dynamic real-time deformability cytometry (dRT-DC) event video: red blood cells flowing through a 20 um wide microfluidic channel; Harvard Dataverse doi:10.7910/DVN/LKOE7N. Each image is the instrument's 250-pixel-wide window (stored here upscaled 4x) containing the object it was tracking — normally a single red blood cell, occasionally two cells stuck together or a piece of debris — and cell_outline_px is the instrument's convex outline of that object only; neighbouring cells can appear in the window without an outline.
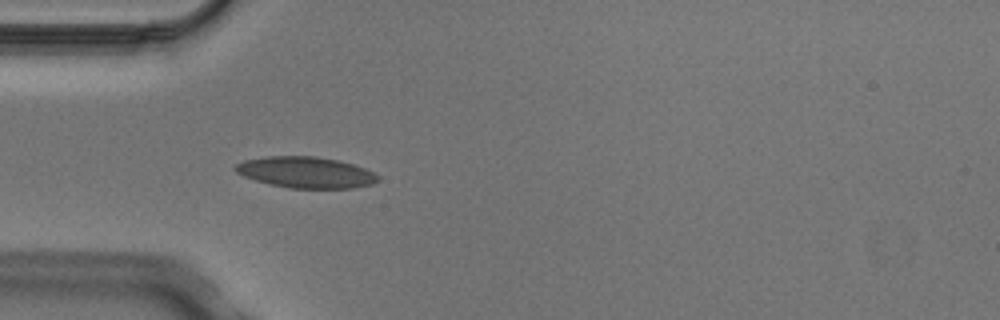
{"species": "Egyptian fruit bat (a non-hibernating species)", "species_latin": "Rousettus aegyptiacus", "temperature_condition": "cold", "stored_images_in_passage": 4, "camera_frame_rate_fps": 3000, "um_per_image_px": 0.085, "animal": {"sex": "male"}, "frame": {"image": 1, "passage_image": 4, "time_ms": 1.0, "image_size_px": [1000, 320], "cell_outline_px": [[380, 180], [372, 184], [352, 188], [288, 188], [268, 184], [244, 176], [236, 172], [232, 168], [236, 164], [244, 160], [268, 156], [316, 156], [336, 160], [352, 164], [364, 168], [380, 176]], "centroid_in_image_um": [25.98, 14.65], "position_along_channel_um": 59.0, "area_um2": 25.89}}